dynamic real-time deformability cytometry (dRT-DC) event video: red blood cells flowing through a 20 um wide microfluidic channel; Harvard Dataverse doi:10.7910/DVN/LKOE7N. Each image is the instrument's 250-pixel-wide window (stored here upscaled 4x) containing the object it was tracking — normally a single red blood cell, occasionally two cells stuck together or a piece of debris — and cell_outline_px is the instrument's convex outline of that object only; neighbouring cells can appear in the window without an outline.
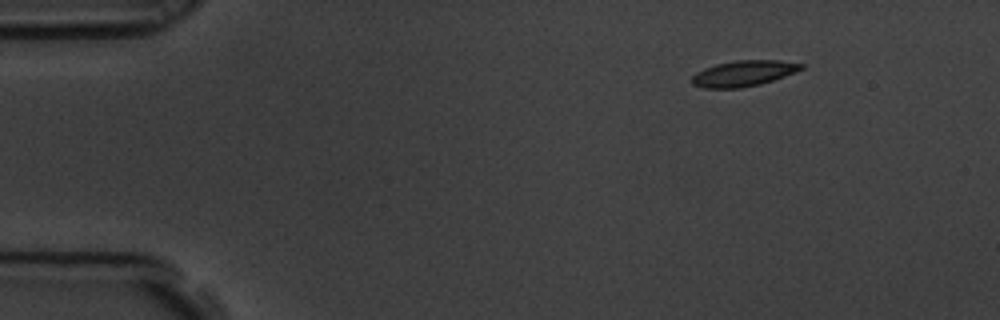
{"species": "common noctule bat (a hibernating species)", "species_latin": "Nyctalus noctula", "temperature_condition": "room temperature", "stored_images_in_passage": 5, "camera_frame_rate_fps": 3000, "um_per_image_px": 0.085, "animal": {"sex": "male", "body_mass_g": 19.5, "forearm_length_mm": 54.6}, "frame": {"image": 1, "passage_image": 1, "time_ms": 0.0, "image_size_px": [1000, 320], "cell_outline_px": [[804, 68], [796, 72], [760, 84], [740, 88], [704, 88], [692, 84], [692, 76], [696, 72], [704, 68], [716, 64], [736, 60], [780, 60], [804, 64]], "centroid_in_image_um": [63.2, 6.23], "position_along_channel_um": 21.8, "area_um2": 16.42}}
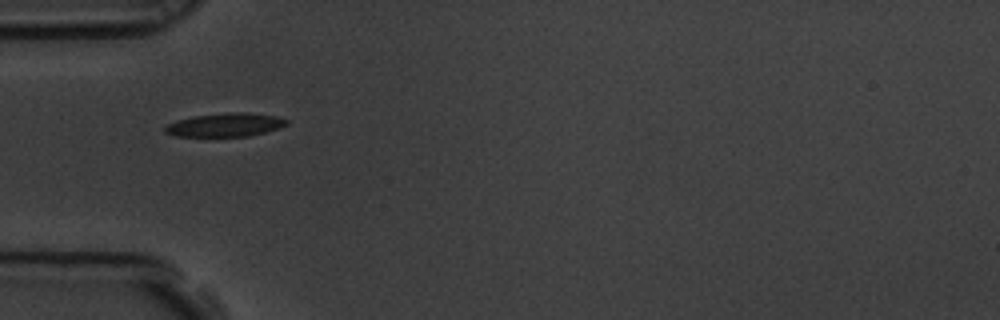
{"frame": {"image": 2, "passage_image": 4, "time_ms": 1.0, "image_size_px": [1000, 320], "cell_outline_px": [[288, 124], [280, 128], [248, 136], [176, 136], [164, 132], [164, 128], [168, 124], [176, 120], [192, 116], [228, 112], [244, 112], [276, 116], [288, 120]], "centroid_in_image_um": [19.14, 10.61], "position_along_channel_um": 65.9, "area_um2": 16.65}}
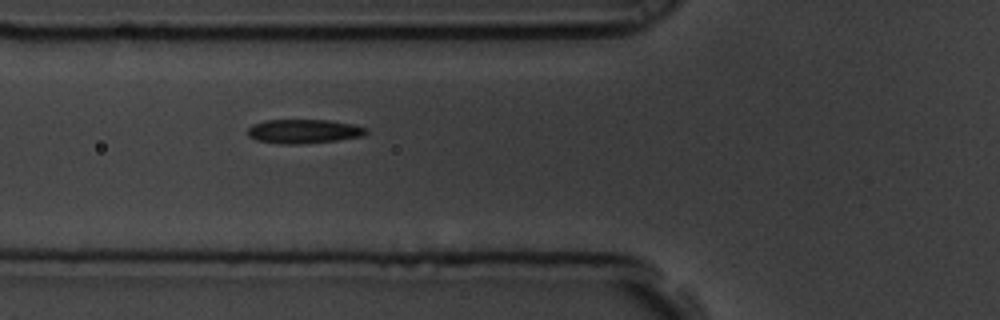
{"frame": {"image": 3, "passage_image": 5, "time_ms": 1.333, "image_size_px": [1000, 320], "cell_outline_px": [[368, 132], [364, 136], [336, 140], [300, 144], [280, 144], [256, 140], [248, 136], [248, 128], [252, 124], [264, 120], [328, 120], [352, 124], [368, 128]], "centroid_in_image_um": [25.81, 11.16], "position_along_channel_um": 100.0, "area_um2": 16.7}}